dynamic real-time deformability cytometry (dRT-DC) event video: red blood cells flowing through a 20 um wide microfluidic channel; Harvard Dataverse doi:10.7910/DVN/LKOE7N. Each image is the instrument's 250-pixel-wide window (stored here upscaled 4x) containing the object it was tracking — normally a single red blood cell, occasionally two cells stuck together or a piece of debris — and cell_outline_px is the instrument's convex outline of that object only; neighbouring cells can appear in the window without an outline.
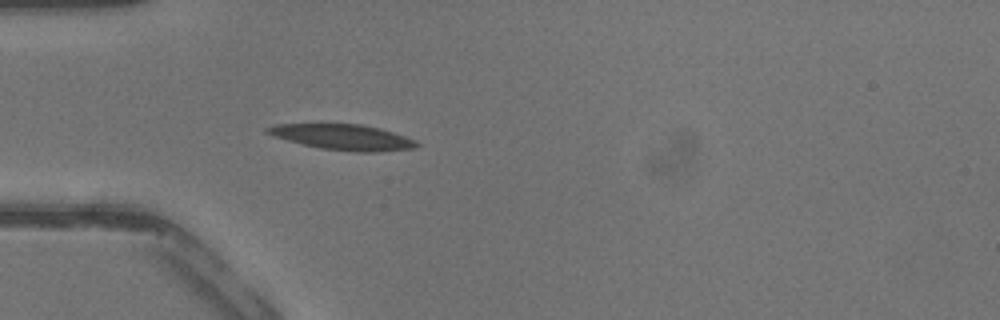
{"species": "common noctule bat (a hibernating species)", "species_latin": "Nyctalus noctula", "temperature_condition": "warm", "stored_images_in_passage": 33, "camera_frame_rate_fps": 3000, "um_per_image_px": 0.085, "animal": {"sex": "male", "body_mass_g": 13.3}, "frame": {"image": 1, "passage_image": 4, "time_ms": 1.0, "image_size_px": [1000, 320], "cell_outline_px": [[420, 144], [416, 148], [376, 152], [356, 152], [320, 148], [272, 136], [264, 132], [264, 128], [276, 124], [360, 124], [380, 128], [416, 140]], "centroid_in_image_um": [29.14, 11.65], "position_along_channel_um": 55.9, "area_um2": 22.2}}
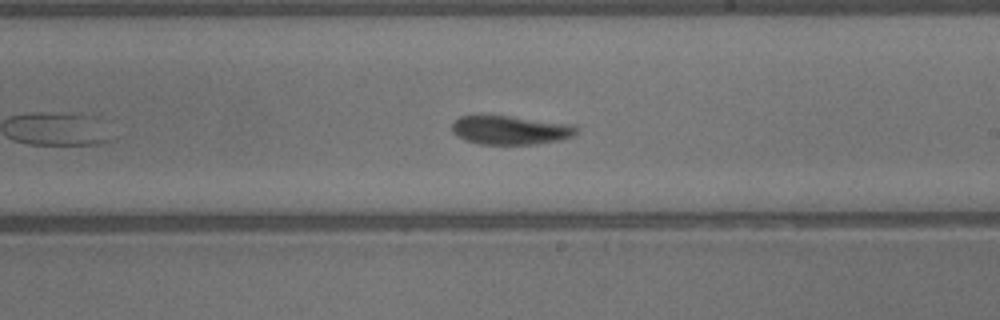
{"frame": {"image": 2, "passage_image": 16, "time_ms": 5.0, "image_size_px": [1000, 320], "cell_outline_px": [[576, 132], [572, 136], [560, 140], [532, 144], [480, 144], [464, 140], [456, 136], [452, 132], [452, 124], [460, 116], [508, 116], [572, 124], [576, 128]], "centroid_in_image_um": [43.34, 11.06], "position_along_channel_um": 245.7, "area_um2": 20.63}}
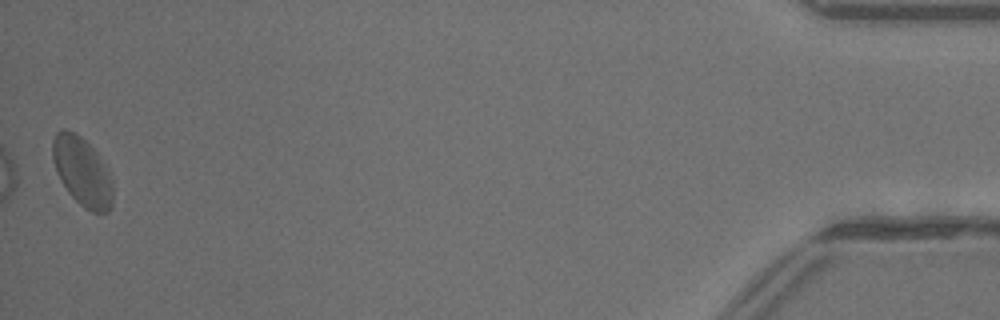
{"frame": {"image": 3, "passage_image": 33, "time_ms": 10.667, "image_size_px": [1000, 320], "cell_outline_px": [[112, 208], [108, 212], [92, 212], [84, 208], [68, 192], [60, 180], [56, 172], [52, 156], [52, 140], [56, 132], [64, 128], [76, 132], [96, 152], [112, 180]], "centroid_in_image_um": [6.96, 14.58], "position_along_channel_um": 428.2, "area_um2": 23.99}}